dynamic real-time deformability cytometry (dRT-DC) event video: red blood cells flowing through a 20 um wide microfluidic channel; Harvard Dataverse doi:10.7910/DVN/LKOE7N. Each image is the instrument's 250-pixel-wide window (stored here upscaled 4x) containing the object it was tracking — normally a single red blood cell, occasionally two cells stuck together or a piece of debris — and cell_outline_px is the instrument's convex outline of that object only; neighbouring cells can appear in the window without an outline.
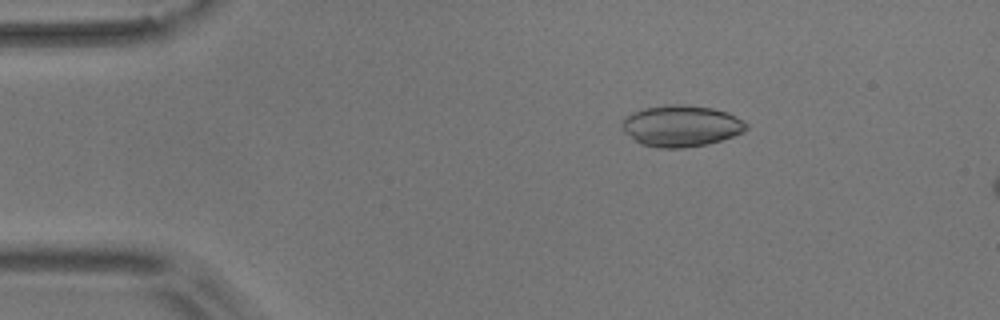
{"species": "common noctule bat (a hibernating species)", "species_latin": "Nyctalus noctula", "temperature_condition": "room temperature", "stored_images_in_passage": 5, "camera_frame_rate_fps": 3000, "um_per_image_px": 0.085, "animal": {"sex": "male", "body_mass_g": 17.9}, "frame": {"image": 1, "passage_image": 3, "time_ms": 2.333, "image_size_px": [1000, 320], "cell_outline_px": [[748, 128], [744, 132], [708, 144], [684, 148], [660, 148], [640, 144], [624, 132], [620, 124], [620, 120], [624, 116], [632, 112], [644, 108], [668, 104], [684, 104], [712, 108], [728, 112], [744, 120], [748, 124]], "centroid_in_image_um": [57.88, 10.69], "position_along_channel_um": 27.1, "area_um2": 30.35}}